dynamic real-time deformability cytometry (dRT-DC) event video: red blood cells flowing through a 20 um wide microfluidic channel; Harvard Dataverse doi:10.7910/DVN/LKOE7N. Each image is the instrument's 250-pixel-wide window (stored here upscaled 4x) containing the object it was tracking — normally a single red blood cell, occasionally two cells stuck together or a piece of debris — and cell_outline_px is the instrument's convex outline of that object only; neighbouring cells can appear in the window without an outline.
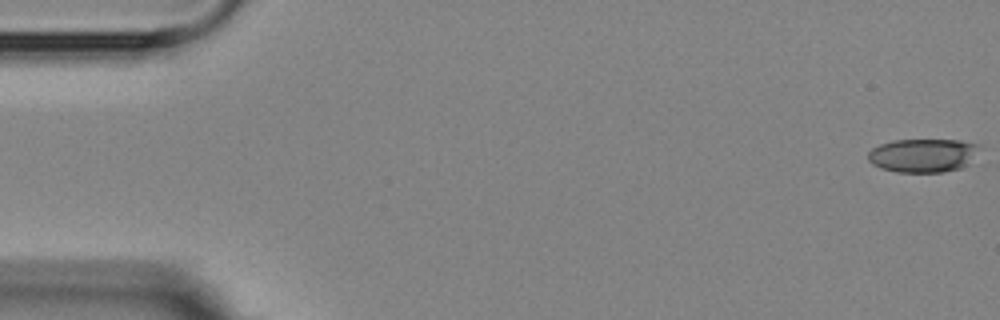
{"species": "Egyptian fruit bat (a non-hibernating species)", "species_latin": "Rousettus aegyptiacus", "temperature_condition": "room temperature", "stored_images_in_passage": 4, "camera_frame_rate_fps": 3000, "um_per_image_px": 0.085, "animal": {"sex": "female"}, "frame": {"image": 1, "passage_image": 1, "time_ms": 0.0, "image_size_px": [1000, 320], "cell_outline_px": [[976, 144], [968, 164], [960, 168], [944, 172], [896, 172], [880, 168], [872, 164], [868, 160], [868, 152], [872, 148], [880, 144], [892, 140], [960, 140]], "centroid_in_image_um": [78.33, 13.21], "position_along_channel_um": 6.7, "area_um2": 21.44}}
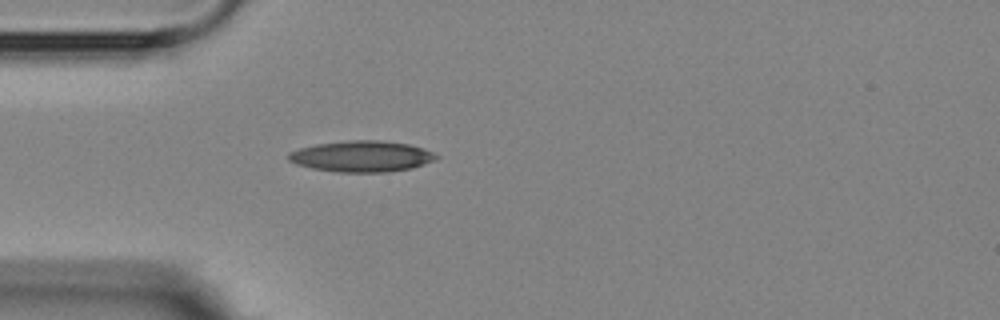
{"frame": {"image": 2, "passage_image": 4, "time_ms": 5.0, "image_size_px": [1000, 320], "cell_outline_px": [[440, 156], [424, 164], [412, 168], [388, 172], [336, 172], [312, 168], [296, 164], [288, 160], [288, 152], [300, 148], [316, 144], [352, 140], [380, 140], [408, 144], [424, 148]], "centroid_in_image_um": [30.73, 13.29], "position_along_channel_um": 54.3, "area_um2": 26.7}}